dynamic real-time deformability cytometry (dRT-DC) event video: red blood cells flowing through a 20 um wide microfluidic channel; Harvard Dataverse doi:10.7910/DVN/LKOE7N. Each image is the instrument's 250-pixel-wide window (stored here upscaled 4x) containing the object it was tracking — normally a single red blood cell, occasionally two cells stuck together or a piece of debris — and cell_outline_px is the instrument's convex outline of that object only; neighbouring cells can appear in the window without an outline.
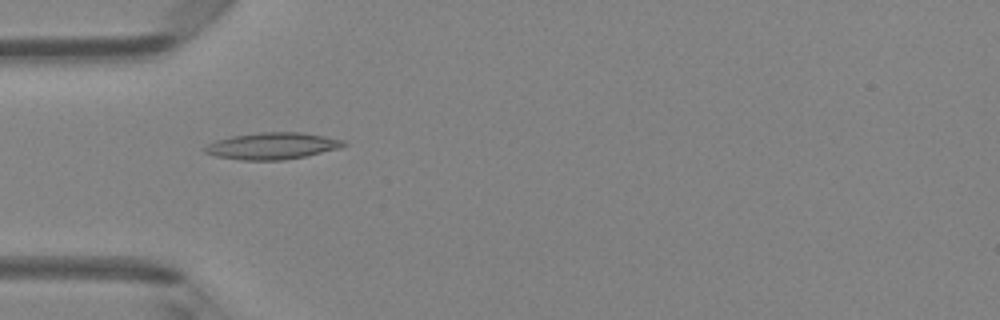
{"species": "Egyptian fruit bat (a non-hibernating species)", "species_latin": "Rousettus aegyptiacus", "temperature_condition": "room temperature", "stored_images_in_passage": 6, "camera_frame_rate_fps": 3000, "um_per_image_px": 0.085, "animal": {"sex": "female"}, "frame": {"image": 1, "passage_image": 3, "time_ms": 0.667, "image_size_px": [1000, 320], "cell_outline_px": [[348, 144], [340, 148], [304, 156], [284, 160], [240, 160], [216, 156], [204, 152], [200, 148], [216, 140], [232, 136], [260, 132], [300, 132], [324, 136], [344, 140]], "centroid_in_image_um": [23.11, 12.4], "position_along_channel_um": 61.9, "area_um2": 21.62}}
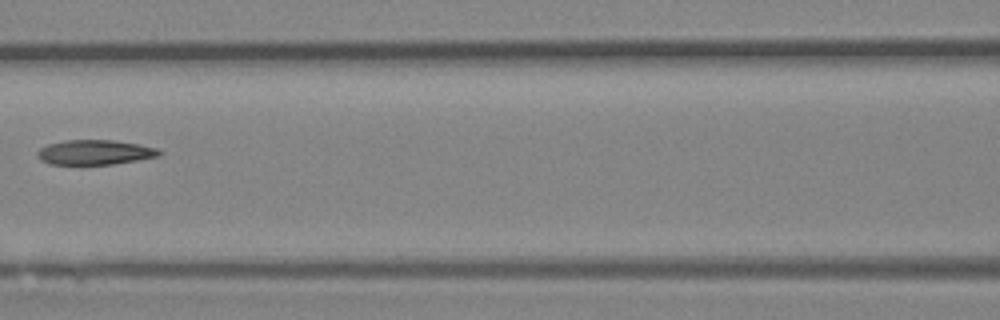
{"frame": {"image": 2, "passage_image": 5, "time_ms": 1.333, "image_size_px": [1000, 320], "cell_outline_px": [[164, 152], [160, 156], [112, 164], [48, 164], [40, 160], [36, 156], [36, 152], [40, 148], [48, 144], [64, 140], [112, 140], [140, 144], [156, 148]], "centroid_in_image_um": [8.05, 12.94], "position_along_channel_um": 158.6, "area_um2": 17.69}}
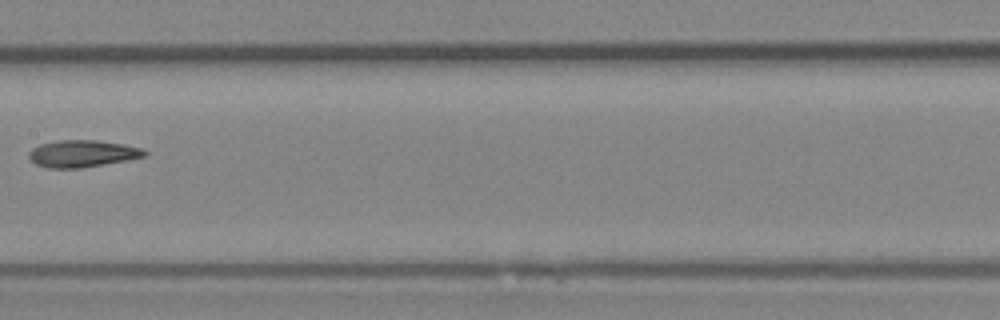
{"frame": {"image": 3, "passage_image": 6, "time_ms": 1.667, "image_size_px": [1000, 320], "cell_outline_px": [[148, 156], [128, 160], [80, 168], [48, 168], [36, 164], [28, 156], [28, 152], [32, 148], [40, 144], [56, 140], [96, 140], [124, 144], [140, 148], [148, 152]], "centroid_in_image_um": [7.01, 13.05], "position_along_channel_um": 200.4, "area_um2": 18.26}}